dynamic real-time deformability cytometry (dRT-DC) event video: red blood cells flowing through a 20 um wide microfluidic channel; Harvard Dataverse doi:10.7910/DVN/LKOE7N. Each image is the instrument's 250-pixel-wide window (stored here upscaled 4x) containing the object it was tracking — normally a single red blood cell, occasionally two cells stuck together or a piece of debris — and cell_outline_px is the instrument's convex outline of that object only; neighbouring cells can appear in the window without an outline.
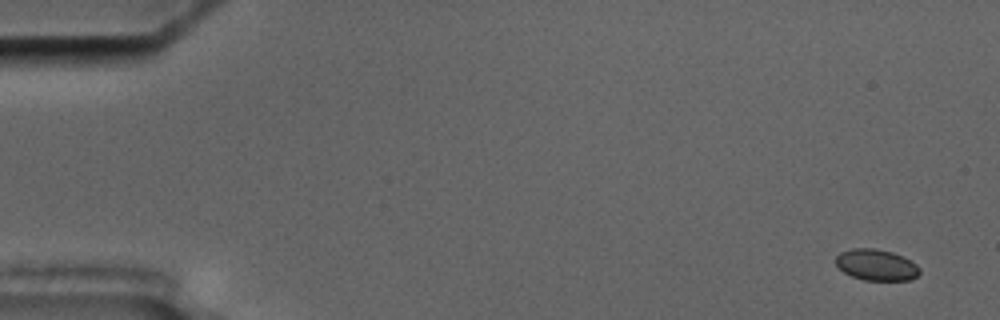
{"species": "common noctule bat (a hibernating species)", "species_latin": "Nyctalus noctula", "temperature_condition": "cold", "stored_images_in_passage": 4, "camera_frame_rate_fps": 3000, "um_per_image_px": 0.085, "animal": {"sex": "male", "body_mass_g": 17.5, "forearm_length_mm": 52.3}, "frame": {"image": 1, "passage_image": 1, "time_ms": 0.0, "image_size_px": [1000, 320], "cell_outline_px": [[920, 272], [912, 280], [864, 280], [852, 276], [844, 272], [836, 264], [836, 256], [840, 252], [852, 248], [876, 248], [892, 252], [904, 256], [916, 264], [920, 268]], "centroid_in_image_um": [74.5, 22.51], "position_along_channel_um": 10.5, "area_um2": 15.32}}